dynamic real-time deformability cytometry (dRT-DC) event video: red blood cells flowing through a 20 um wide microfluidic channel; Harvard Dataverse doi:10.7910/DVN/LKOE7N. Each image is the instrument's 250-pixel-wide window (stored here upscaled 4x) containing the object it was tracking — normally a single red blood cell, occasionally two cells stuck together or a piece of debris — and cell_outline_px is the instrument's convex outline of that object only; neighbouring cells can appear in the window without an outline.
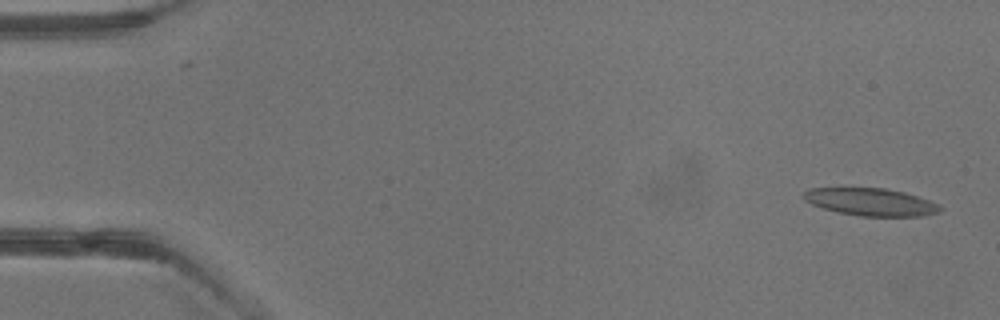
{"species": "common noctule bat (a hibernating species)", "species_latin": "Nyctalus noctula", "temperature_condition": "warm", "stored_images_in_passage": 4, "camera_frame_rate_fps": 3000, "um_per_image_px": 0.085, "animal": {"sex": "male", "body_mass_g": 13.3}, "frame": {"image": 1, "passage_image": 1, "time_ms": 0.0, "image_size_px": [1000, 320], "cell_outline_px": [[944, 208], [940, 212], [924, 216], [860, 216], [836, 212], [812, 204], [804, 200], [800, 196], [808, 188], [884, 188], [904, 192], [940, 204]], "centroid_in_image_um": [74.02, 17.17], "position_along_channel_um": 11.0, "area_um2": 22.02}}
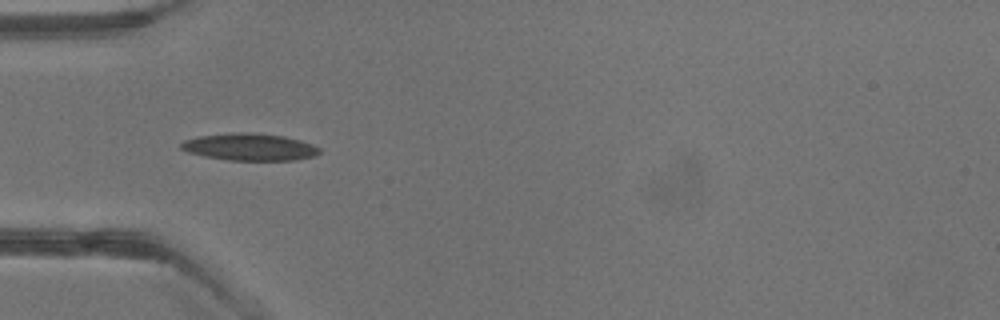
{"frame": {"image": 2, "passage_image": 4, "time_ms": 3.667, "image_size_px": [1000, 320], "cell_outline_px": [[320, 152], [316, 156], [292, 160], [228, 160], [204, 156], [188, 152], [180, 148], [180, 144], [184, 140], [200, 136], [232, 132], [252, 132], [284, 136], [300, 140], [312, 144], [320, 148]], "centroid_in_image_um": [21.22, 12.49], "position_along_channel_um": 63.8, "area_um2": 21.91}}